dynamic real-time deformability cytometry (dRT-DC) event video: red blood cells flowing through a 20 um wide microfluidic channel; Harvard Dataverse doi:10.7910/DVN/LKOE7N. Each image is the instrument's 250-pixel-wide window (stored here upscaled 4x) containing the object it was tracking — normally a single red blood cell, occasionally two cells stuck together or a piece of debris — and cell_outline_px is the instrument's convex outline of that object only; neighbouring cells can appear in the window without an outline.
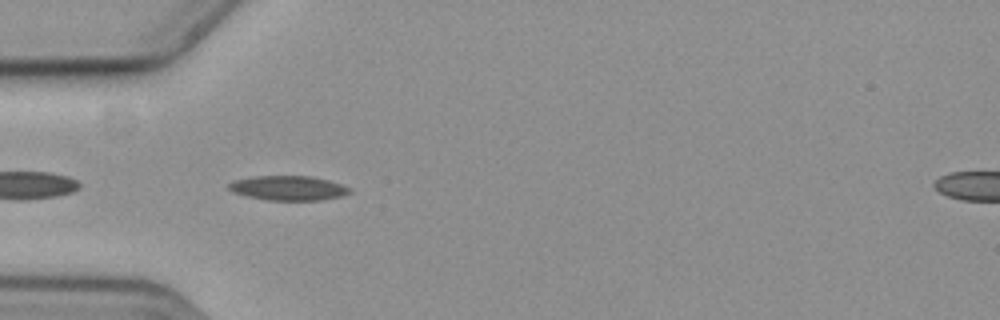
{"species": "common noctule bat (a hibernating species)", "species_latin": "Nyctalus noctula", "temperature_condition": "cold", "stored_images_in_passage": 43, "camera_frame_rate_fps": 3000, "um_per_image_px": 0.085, "animal": {"sex": "female", "body_mass_g": 19.3, "forearm_length_mm": 54.1}, "frame": {"image": 1, "passage_image": 3, "time_ms": 0.667, "image_size_px": [1000, 320], "cell_outline_px": [[352, 192], [340, 196], [320, 200], [268, 200], [244, 196], [232, 192], [228, 188], [228, 184], [232, 180], [252, 176], [312, 176], [328, 180], [352, 188]], "centroid_in_image_um": [24.46, 15.98], "position_along_channel_um": 60.5, "area_um2": 17.46}}
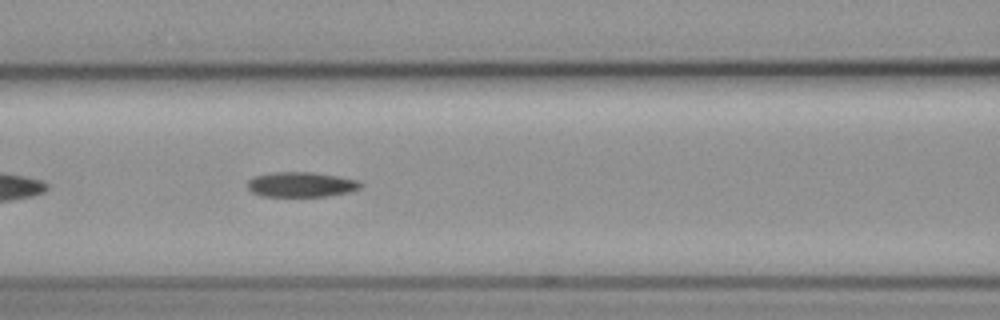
{"frame": {"image": 2, "passage_image": 10, "time_ms": 3.0, "image_size_px": [1000, 320], "cell_outline_px": [[364, 184], [360, 188], [348, 192], [328, 196], [260, 196], [252, 192], [248, 188], [248, 180], [252, 176], [272, 172], [312, 172], [336, 176], [356, 180]], "centroid_in_image_um": [25.56, 15.68], "position_along_channel_um": 141.0, "area_um2": 16.47}}
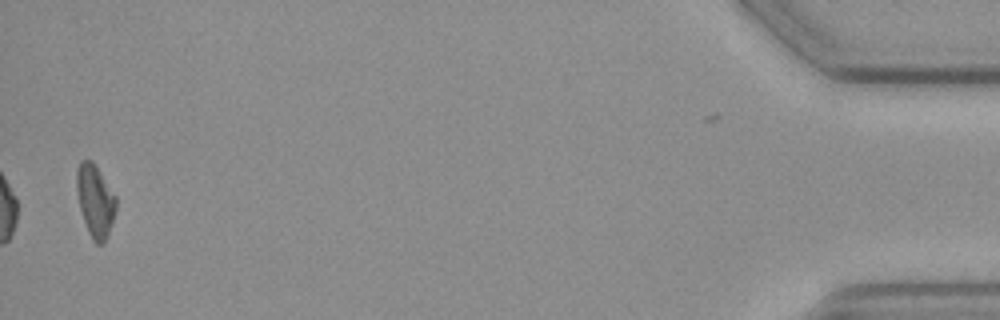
{"frame": {"image": 3, "passage_image": 42, "time_ms": 13.667, "image_size_px": [1000, 320], "cell_outline_px": [[116, 208], [112, 224], [108, 236], [104, 244], [96, 244], [92, 240], [88, 232], [80, 208], [76, 188], [76, 168], [80, 160], [92, 160], [116, 196]], "centroid_in_image_um": [8.09, 17.07], "position_along_channel_um": 427.1, "area_um2": 16.7}, "authors_computed_cell_mechanics": {"area_um2": 16.6464, "velocity_mm_per_s": 3.5835, "shape_relaxation_time_tau1_ms": 9.7365, "shape_relaxation_time_tau2_ms": null, "deformation_change_tau1": 0.1341, "deformation_change_tau2": null}}